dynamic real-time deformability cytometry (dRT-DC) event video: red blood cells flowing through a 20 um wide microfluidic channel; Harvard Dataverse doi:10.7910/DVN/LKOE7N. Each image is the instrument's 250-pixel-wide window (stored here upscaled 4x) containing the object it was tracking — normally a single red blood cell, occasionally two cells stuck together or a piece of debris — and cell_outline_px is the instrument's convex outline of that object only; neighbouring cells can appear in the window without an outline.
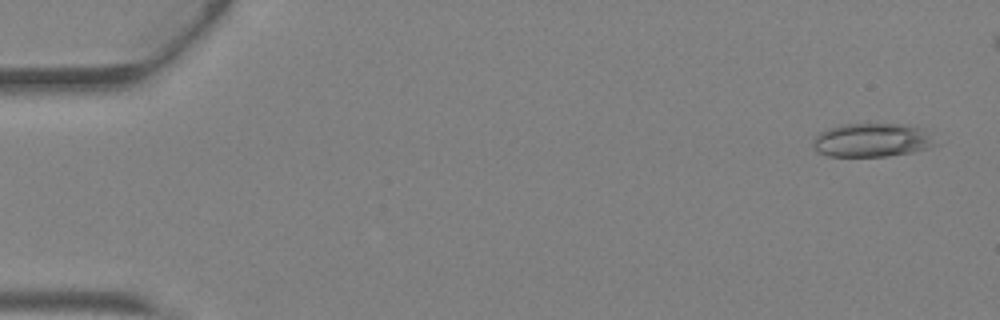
{"species": "Egyptian fruit bat (a non-hibernating species)", "species_latin": "Rousettus aegyptiacus", "temperature_condition": "warm", "stored_images_in_passage": 40, "camera_frame_rate_fps": 3000, "um_per_image_px": 0.085, "animal": {"sex": "female"}, "frame": {"image": 1, "passage_image": 2, "time_ms": 0.333, "image_size_px": [1000, 320], "cell_outline_px": [[940, 144], [928, 148], [912, 152], [888, 156], [828, 156], [816, 152], [812, 144], [816, 136], [820, 132], [828, 128], [840, 124], [904, 124], [924, 128]], "centroid_in_image_um": [74.15, 11.91], "position_along_channel_um": 10.8, "area_um2": 24.33}}
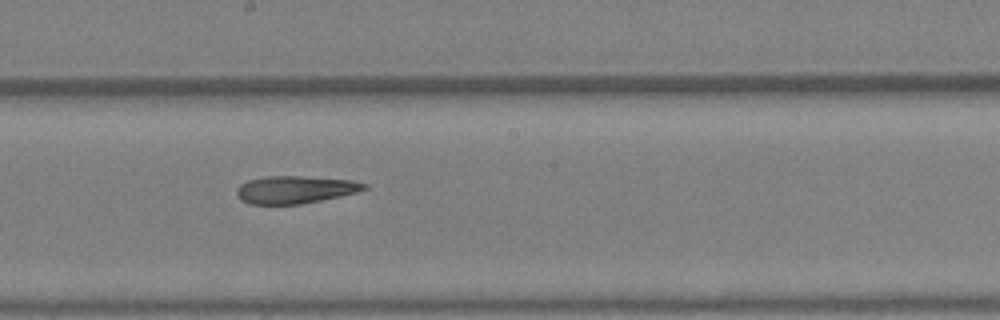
{"frame": {"image": 2, "passage_image": 24, "time_ms": 7.667, "image_size_px": [1000, 320], "cell_outline_px": [[368, 188], [356, 192], [340, 196], [300, 204], [248, 204], [240, 200], [236, 196], [236, 188], [240, 184], [248, 180], [268, 176], [304, 176], [352, 180], [368, 184]], "centroid_in_image_um": [25.05, 16.11], "position_along_channel_um": 223.1, "area_um2": 20.58}}
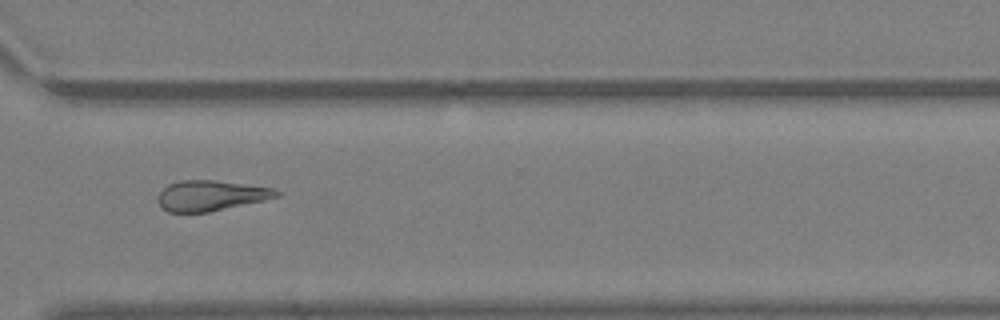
{"frame": {"image": 3, "passage_image": 32, "time_ms": 10.333, "image_size_px": [1000, 320], "cell_outline_px": [[280, 196], [264, 200], [208, 212], [168, 212], [160, 204], [160, 192], [168, 184], [180, 180], [216, 180], [272, 188], [280, 192]], "centroid_in_image_um": [17.94, 16.62], "position_along_channel_um": 352.7, "area_um2": 20.63}}